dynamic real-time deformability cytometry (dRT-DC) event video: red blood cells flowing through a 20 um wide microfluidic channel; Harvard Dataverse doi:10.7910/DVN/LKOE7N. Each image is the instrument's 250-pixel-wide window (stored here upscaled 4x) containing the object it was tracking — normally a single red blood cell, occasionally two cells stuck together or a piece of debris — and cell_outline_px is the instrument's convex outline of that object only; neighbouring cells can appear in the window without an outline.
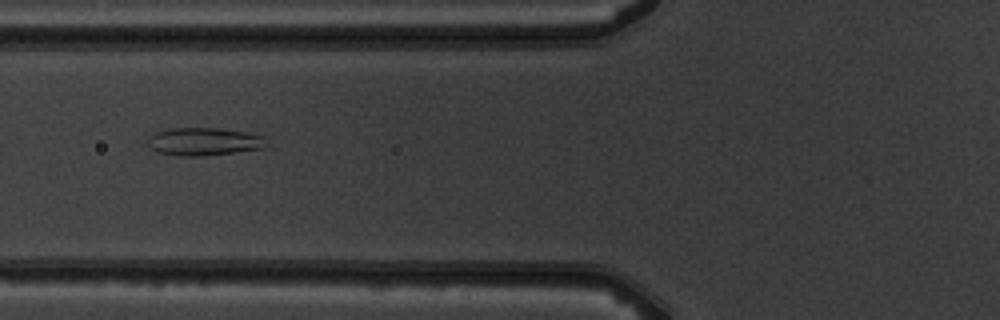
{"species": "common noctule bat (a hibernating species)", "species_latin": "Nyctalus noctula", "temperature_condition": "warm", "stored_images_in_passage": 8, "camera_frame_rate_fps": 3000, "um_per_image_px": 0.085, "animal": {"sex": "male", "body_mass_g": 19.5, "forearm_length_mm": 54.6}, "frame": {"image": 1, "passage_image": 6, "time_ms": 5.667, "image_size_px": [1000, 320], "cell_outline_px": [[268, 144], [264, 148], [200, 156], [180, 156], [156, 152], [144, 140], [148, 136], [156, 132], [172, 128], [216, 128], [244, 132], [264, 136]], "centroid_in_image_um": [17.29, 12.03], "position_along_channel_um": 108.5, "area_um2": 19.25}}
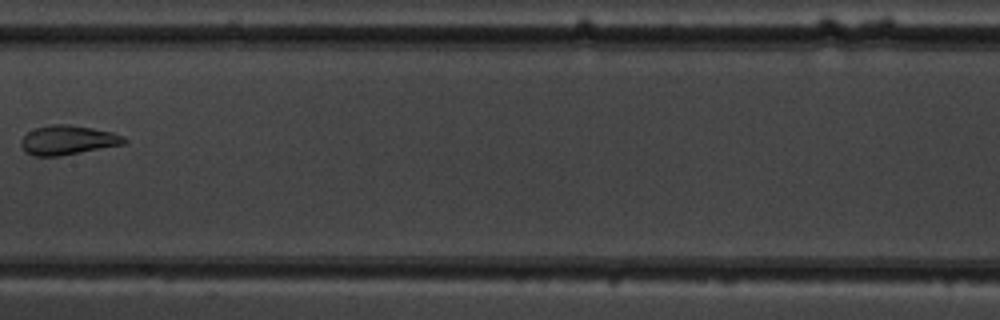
{"frame": {"image": 2, "passage_image": 8, "time_ms": 8.0, "image_size_px": [1000, 320], "cell_outline_px": [[128, 140], [124, 144], [60, 156], [32, 156], [24, 152], [20, 144], [20, 140], [28, 132], [36, 128], [52, 124], [68, 124], [92, 128], [112, 132], [124, 136]], "centroid_in_image_um": [5.74, 11.91], "position_along_channel_um": 201.7, "area_um2": 17.69}}